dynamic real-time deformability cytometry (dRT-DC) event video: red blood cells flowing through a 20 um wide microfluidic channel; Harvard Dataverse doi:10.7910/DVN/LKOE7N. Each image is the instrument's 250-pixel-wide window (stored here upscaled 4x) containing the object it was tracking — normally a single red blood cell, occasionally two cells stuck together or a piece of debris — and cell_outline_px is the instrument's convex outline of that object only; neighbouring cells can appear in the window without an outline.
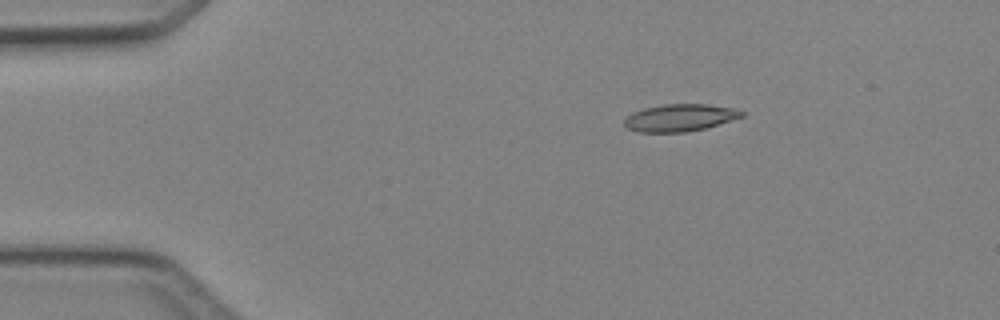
{"species": "Egyptian fruit bat (a non-hibernating species)", "species_latin": "Rousettus aegyptiacus", "temperature_condition": "cold", "stored_images_in_passage": 5, "camera_frame_rate_fps": 3000, "um_per_image_px": 0.085, "animal": {"sex": "female"}, "frame": {"image": 1, "passage_image": 2, "time_ms": 1.0, "image_size_px": [1000, 320], "cell_outline_px": [[744, 116], [704, 128], [688, 132], [636, 132], [628, 128], [624, 124], [624, 120], [632, 112], [644, 108], [664, 104], [708, 104], [732, 108], [744, 112]], "centroid_in_image_um": [57.76, 10.0], "position_along_channel_um": 27.2, "area_um2": 18.5}}
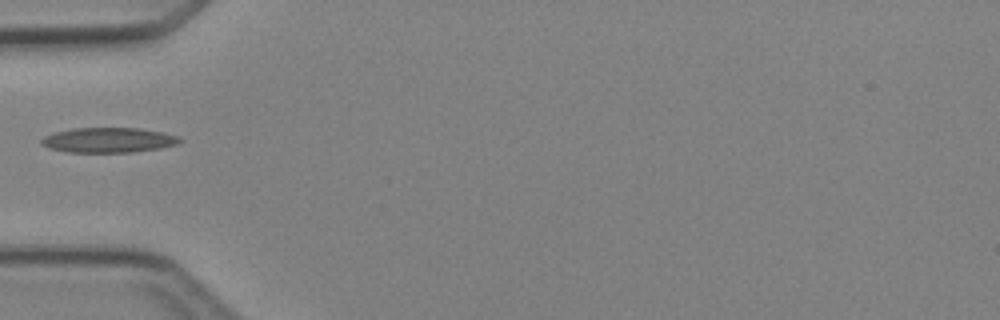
{"frame": {"image": 2, "passage_image": 4, "time_ms": 3.667, "image_size_px": [1000, 320], "cell_outline_px": [[184, 140], [176, 144], [160, 148], [132, 152], [68, 152], [48, 148], [40, 144], [40, 140], [44, 136], [56, 132], [72, 128], [140, 128], [180, 136]], "centroid_in_image_um": [9.21, 11.91], "position_along_channel_um": 75.8, "area_um2": 20.17}}
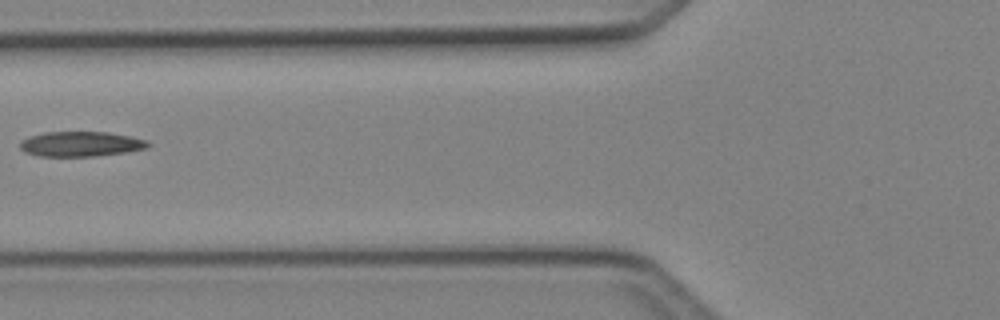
{"frame": {"image": 3, "passage_image": 5, "time_ms": 4.667, "image_size_px": [1000, 320], "cell_outline_px": [[152, 144], [148, 148], [128, 152], [96, 156], [40, 156], [24, 152], [20, 148], [20, 140], [28, 136], [44, 132], [108, 132], [132, 136], [148, 140]], "centroid_in_image_um": [6.9, 12.23], "position_along_channel_um": 118.9, "area_um2": 18.96}}